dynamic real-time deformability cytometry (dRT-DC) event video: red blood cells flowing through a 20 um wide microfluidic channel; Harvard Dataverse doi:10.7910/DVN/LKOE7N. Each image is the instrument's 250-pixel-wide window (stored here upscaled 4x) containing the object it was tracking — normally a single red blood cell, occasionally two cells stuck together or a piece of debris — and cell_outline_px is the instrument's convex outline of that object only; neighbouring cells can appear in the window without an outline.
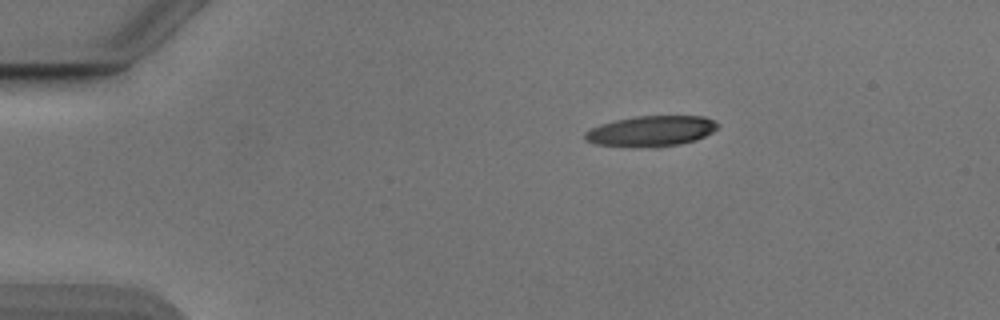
{"species": "Egyptian fruit bat (a non-hibernating species)", "species_latin": "Rousettus aegyptiacus", "temperature_condition": "cold", "stored_images_in_passage": 44, "camera_frame_rate_fps": 3000, "um_per_image_px": 0.085, "animal": {"sex": "male"}, "frame": {"image": 1, "passage_image": 1, "time_ms": 0.0, "image_size_px": [1000, 320], "cell_outline_px": [[716, 128], [712, 132], [696, 140], [680, 144], [656, 148], [596, 144], [584, 140], [584, 132], [600, 124], [616, 120], [636, 116], [704, 116], [712, 120], [716, 124]], "centroid_in_image_um": [55.32, 11.15], "position_along_channel_um": 29.7, "area_um2": 23.52}}
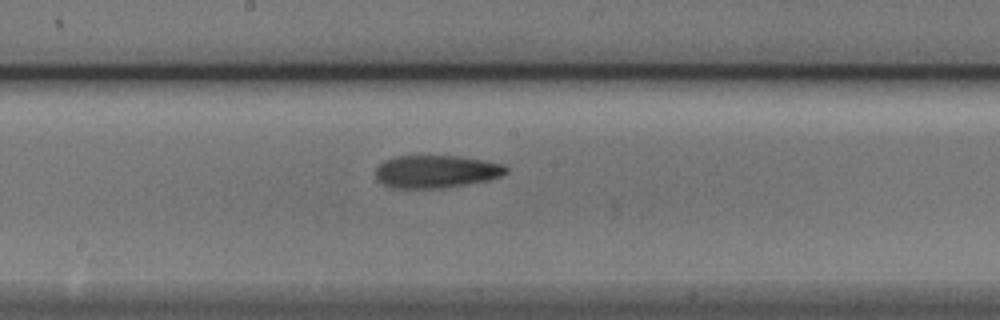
{"frame": {"image": 2, "passage_image": 20, "time_ms": 6.333, "image_size_px": [1000, 320], "cell_outline_px": [[508, 172], [500, 176], [488, 180], [444, 188], [392, 188], [376, 180], [376, 168], [384, 160], [396, 156], [456, 156], [484, 160], [504, 164], [508, 168]], "centroid_in_image_um": [37.07, 14.58], "position_along_channel_um": 211.1, "area_um2": 24.91}}
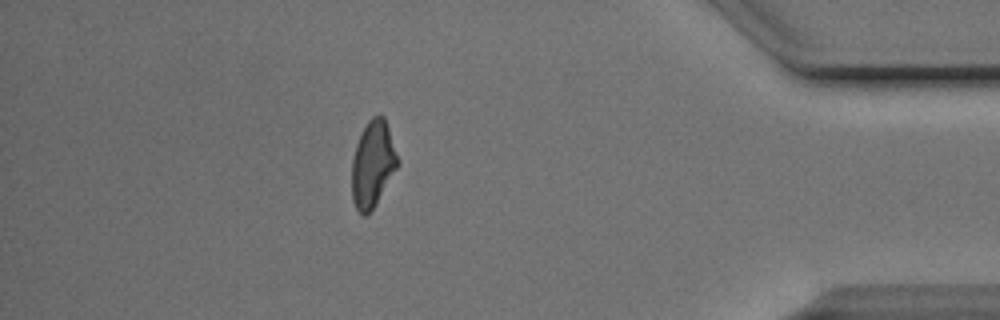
{"frame": {"image": 3, "passage_image": 38, "time_ms": 12.333, "image_size_px": [1000, 320], "cell_outline_px": [[400, 164], [372, 208], [364, 216], [356, 208], [352, 200], [352, 160], [356, 144], [368, 120], [372, 116], [384, 116], [400, 160]], "centroid_in_image_um": [31.7, 13.92], "position_along_channel_um": 403.5, "area_um2": 22.77}, "authors_computed_cell_mechanics": {"area_um2": 24.3338, "velocity_mm_per_s": 3.8855, "shape_relaxation_time_tau1_ms": 7.6598, "shape_relaxation_time_tau2_ms": null, "deformation_change_tau1": 0.2097, "deformation_change_tau2": null}}